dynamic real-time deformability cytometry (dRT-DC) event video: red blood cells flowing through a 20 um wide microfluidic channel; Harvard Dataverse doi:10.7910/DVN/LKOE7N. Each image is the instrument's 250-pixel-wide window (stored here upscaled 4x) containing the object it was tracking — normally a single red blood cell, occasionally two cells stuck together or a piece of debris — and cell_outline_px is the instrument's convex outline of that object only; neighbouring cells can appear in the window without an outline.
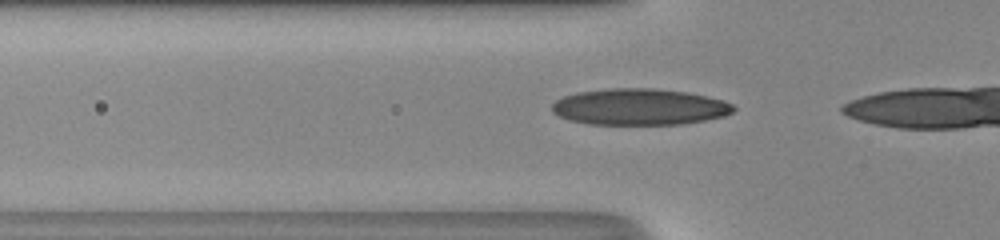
{"species": "human", "species_latin": "Homo sapiens", "temperature_condition": "room temperature", "stored_images_in_passage": 17, "camera_frame_rate_fps": 3000, "um_per_image_px": 0.085, "donor": {"sex": "male"}, "frame": {"image": 1, "passage_image": 12, "time_ms": 3.667, "image_size_px": [1000, 240], "cell_outline_px": [[736, 108], [732, 112], [724, 116], [704, 120], [680, 124], [588, 124], [568, 120], [552, 112], [552, 104], [556, 100], [564, 96], [576, 92], [608, 88], [656, 88], [688, 92], [708, 96], [724, 100], [732, 104]], "centroid_in_image_um": [54.35, 9.07], "position_along_channel_um": 71.4, "area_um2": 38.67}}